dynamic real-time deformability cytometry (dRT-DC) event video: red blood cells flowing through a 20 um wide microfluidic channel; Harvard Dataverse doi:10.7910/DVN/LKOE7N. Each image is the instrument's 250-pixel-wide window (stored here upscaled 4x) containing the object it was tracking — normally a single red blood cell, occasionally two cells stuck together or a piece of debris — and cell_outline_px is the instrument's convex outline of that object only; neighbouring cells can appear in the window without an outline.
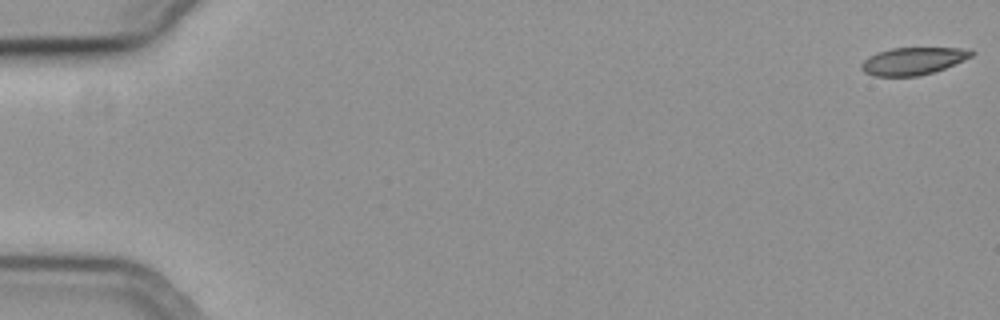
{"species": "common noctule bat (a hibernating species)", "species_latin": "Nyctalus noctula", "temperature_condition": "cold", "stored_images_in_passage": 18, "camera_frame_rate_fps": 3000, "um_per_image_px": 0.085, "animal": {"sex": "female", "body_mass_g": 19.3, "forearm_length_mm": 54.1}, "frame": {"image": 1, "passage_image": 1, "time_ms": 0.0, "image_size_px": [1000, 320], "cell_outline_px": [[976, 52], [972, 56], [944, 68], [932, 72], [916, 76], [872, 76], [864, 72], [860, 68], [860, 64], [868, 56], [876, 52], [892, 48], [960, 48]], "centroid_in_image_um": [77.54, 5.19], "position_along_channel_um": 7.5, "area_um2": 17.46}}